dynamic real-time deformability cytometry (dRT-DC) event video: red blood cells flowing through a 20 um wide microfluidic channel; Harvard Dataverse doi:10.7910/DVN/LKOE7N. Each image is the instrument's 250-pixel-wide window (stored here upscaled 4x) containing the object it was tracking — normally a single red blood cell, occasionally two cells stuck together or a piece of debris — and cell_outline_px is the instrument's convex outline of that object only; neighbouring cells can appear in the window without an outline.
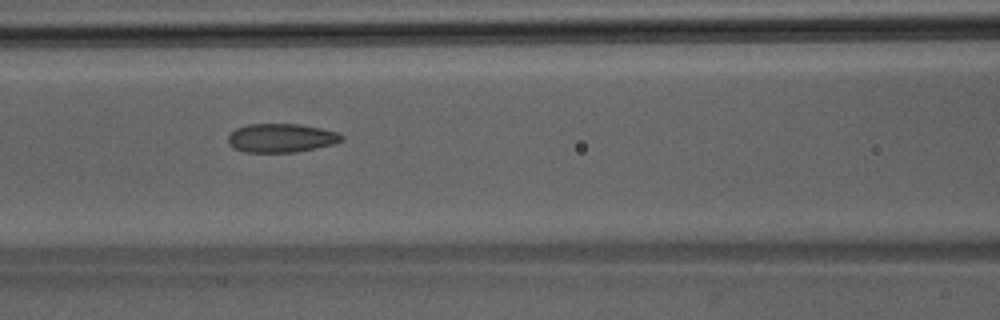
{"species": "Egyptian fruit bat (a non-hibernating species)", "species_latin": "Rousettus aegyptiacus", "temperature_condition": "room temperature", "stored_images_in_passage": 35, "camera_frame_rate_fps": 3000, "um_per_image_px": 0.085, "animal": {"sex": "male"}, "frame": {"image": 1, "passage_image": 20, "time_ms": 6.333, "image_size_px": [1000, 320], "cell_outline_px": [[344, 140], [332, 144], [316, 148], [296, 152], [244, 152], [228, 144], [228, 136], [236, 128], [248, 124], [300, 124], [320, 128], [336, 132], [344, 136]], "centroid_in_image_um": [23.9, 11.72], "position_along_channel_um": 142.7, "area_um2": 18.96}}
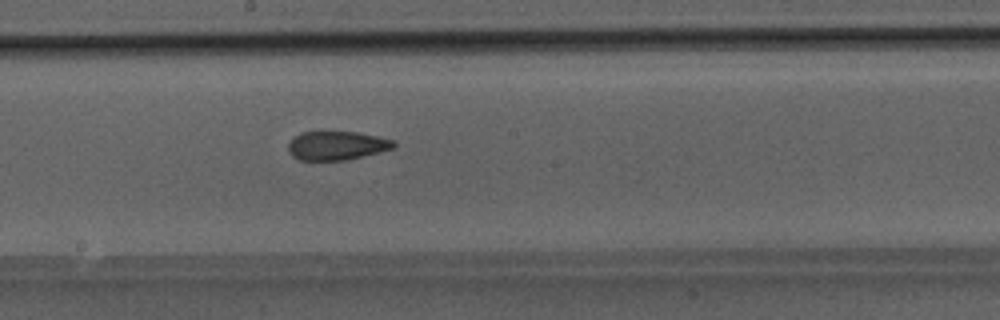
{"frame": {"image": 2, "passage_image": 25, "time_ms": 8.0, "image_size_px": [1000, 320], "cell_outline_px": [[396, 148], [380, 152], [344, 160], [300, 160], [292, 156], [288, 152], [288, 144], [300, 132], [320, 128], [356, 132], [396, 140]], "centroid_in_image_um": [28.61, 12.32], "position_along_channel_um": 219.6, "area_um2": 18.5}}
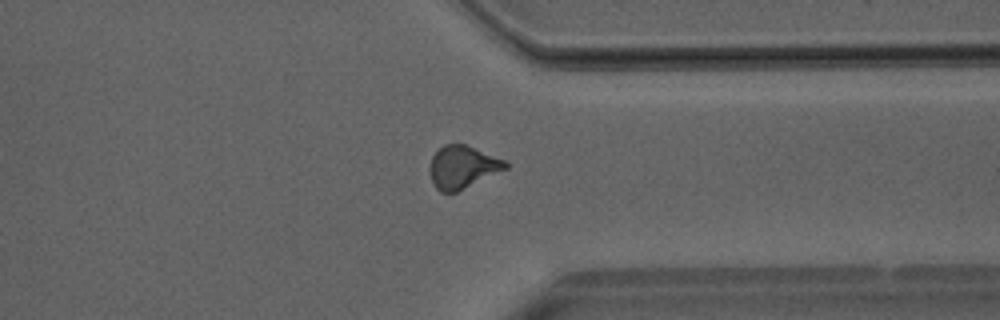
{"frame": {"image": 3, "passage_image": 35, "time_ms": 11.333, "image_size_px": [1000, 320], "cell_outline_px": [[508, 168], [456, 192], [440, 192], [436, 188], [432, 180], [432, 156], [444, 144], [464, 144], [508, 160]], "centroid_in_image_um": [39.38, 14.19], "position_along_channel_um": 372.0, "area_um2": 18.5}}